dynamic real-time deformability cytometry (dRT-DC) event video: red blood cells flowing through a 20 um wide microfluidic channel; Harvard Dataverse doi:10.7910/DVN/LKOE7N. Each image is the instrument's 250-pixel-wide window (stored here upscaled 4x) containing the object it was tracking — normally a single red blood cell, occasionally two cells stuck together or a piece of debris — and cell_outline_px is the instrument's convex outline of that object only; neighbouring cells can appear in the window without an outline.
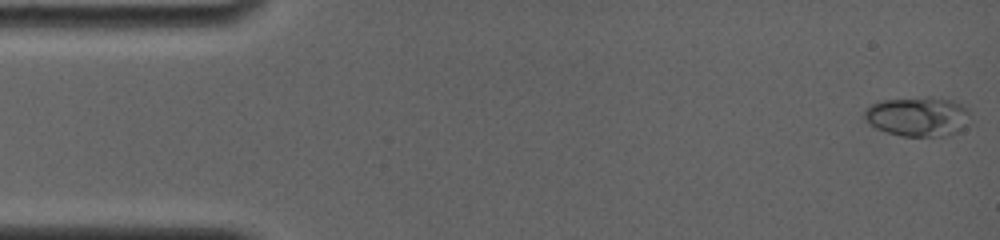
{"species": "common noctule bat (a hibernating species)", "species_latin": "Nyctalus noctula", "temperature_condition": "room temperature", "stored_images_in_passage": 13, "camera_frame_rate_fps": 4000, "um_per_image_px": 0.085, "animal": {"sex": "female", "body_mass_g": 19.0, "forearm_length_mm": 56.7}, "frame": {"image": 1, "passage_image": 1, "time_ms": 0.0, "image_size_px": [1000, 240], "cell_outline_px": [[972, 120], [964, 128], [956, 132], [940, 136], [900, 136], [876, 128], [868, 124], [864, 120], [864, 112], [872, 104], [880, 100], [928, 96], [932, 96], [948, 100], [964, 108], [968, 112]], "centroid_in_image_um": [77.99, 9.9], "position_along_channel_um": 7.0, "area_um2": 24.39}}
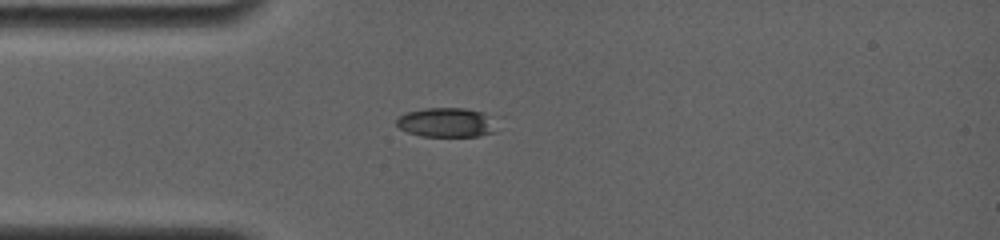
{"frame": {"image": 2, "passage_image": 10, "time_ms": 4.0, "image_size_px": [1000, 240], "cell_outline_px": [[492, 132], [480, 136], [420, 136], [408, 132], [400, 128], [396, 124], [396, 120], [400, 116], [408, 112], [424, 108], [464, 108], [480, 112]], "centroid_in_image_um": [37.74, 10.41], "position_along_channel_um": 47.3, "area_um2": 16.13}}
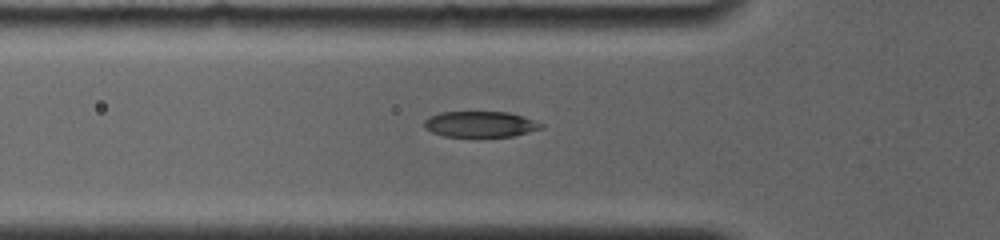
{"frame": {"image": 3, "passage_image": 13, "time_ms": 5.25, "image_size_px": [1000, 240], "cell_outline_px": [[544, 128], [512, 136], [444, 136], [432, 132], [424, 128], [424, 120], [428, 116], [440, 112], [508, 112], [544, 124]], "centroid_in_image_um": [40.78, 10.55], "position_along_channel_um": 85.0, "area_um2": 17.46}}